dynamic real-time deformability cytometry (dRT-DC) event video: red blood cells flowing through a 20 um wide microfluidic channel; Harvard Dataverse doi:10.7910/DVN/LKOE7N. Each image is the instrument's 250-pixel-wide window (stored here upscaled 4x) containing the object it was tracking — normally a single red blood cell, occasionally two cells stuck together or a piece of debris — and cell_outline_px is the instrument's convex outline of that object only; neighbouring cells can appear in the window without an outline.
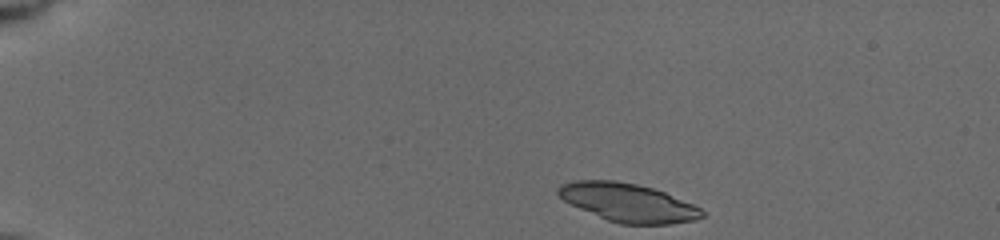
{"species": "common noctule bat (a hibernating species)", "species_latin": "Nyctalus noctula", "temperature_condition": "cold", "stored_images_in_passage": 6, "camera_frame_rate_fps": 3000, "um_per_image_px": 0.085, "animal": {"sex": "female", "body_mass_g": 19.5, "forearm_length_mm": 54.1}, "frame": {"image": 1, "passage_image": 1, "time_ms": 0.0, "image_size_px": [1000, 240], "cell_outline_px": [[704, 216], [696, 220], [672, 224], [620, 224], [608, 220], [580, 208], [564, 200], [556, 192], [556, 188], [560, 184], [572, 180], [616, 180], [636, 184], [652, 188], [664, 192], [692, 204], [700, 208], [704, 212]], "centroid_in_image_um": [53.37, 17.21], "position_along_channel_um": 31.6, "area_um2": 32.02}}